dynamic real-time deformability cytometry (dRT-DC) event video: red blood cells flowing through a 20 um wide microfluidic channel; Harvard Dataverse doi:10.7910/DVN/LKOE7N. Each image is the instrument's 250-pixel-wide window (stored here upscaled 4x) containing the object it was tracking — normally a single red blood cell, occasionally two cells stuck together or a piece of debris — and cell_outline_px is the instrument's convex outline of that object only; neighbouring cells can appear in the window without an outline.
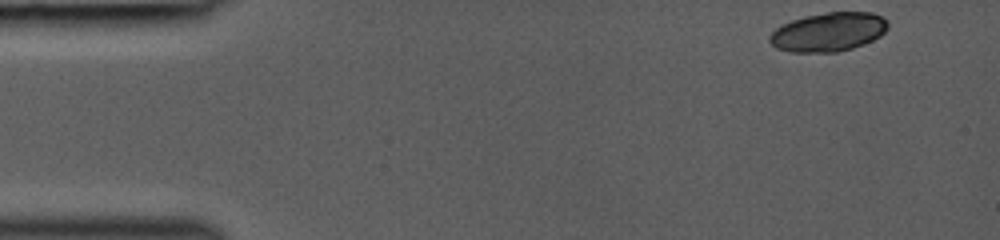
{"species": "common noctule bat (a hibernating species)", "species_latin": "Nyctalus noctula", "temperature_condition": "room temperature", "stored_images_in_passage": 40, "camera_frame_rate_fps": 3000, "um_per_image_px": 0.085, "animal": {"sex": "female", "body_mass_g": 19.0, "forearm_length_mm": 53.3}, "frame": {"image": 1, "passage_image": 1, "time_ms": 0.0, "image_size_px": [1000, 240], "cell_outline_px": [[888, 28], [880, 36], [864, 44], [852, 48], [836, 52], [788, 52], [776, 48], [768, 40], [768, 36], [776, 28], [792, 20], [804, 16], [828, 12], [872, 12], [884, 16], [888, 20]], "centroid_in_image_um": [70.43, 2.71], "position_along_channel_um": 14.6, "area_um2": 26.99}}